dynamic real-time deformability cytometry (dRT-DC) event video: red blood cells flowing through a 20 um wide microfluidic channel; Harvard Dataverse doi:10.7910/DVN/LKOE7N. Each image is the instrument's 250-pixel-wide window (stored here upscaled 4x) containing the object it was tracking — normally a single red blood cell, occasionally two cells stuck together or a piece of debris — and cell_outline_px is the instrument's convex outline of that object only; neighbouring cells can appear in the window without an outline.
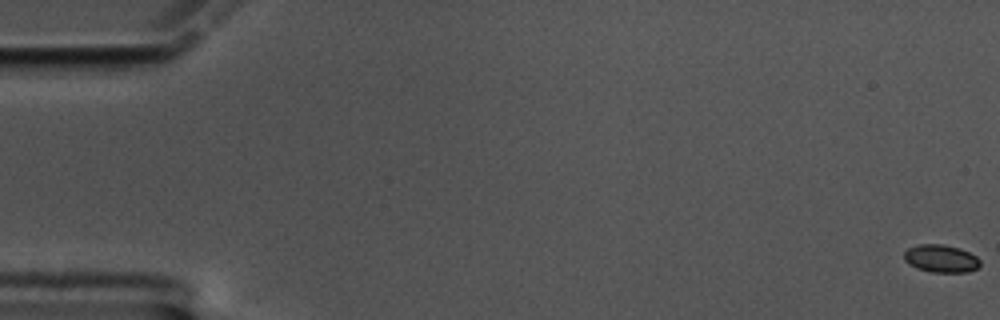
{"species": "common noctule bat (a hibernating species)", "species_latin": "Nyctalus noctula", "temperature_condition": "cold", "stored_images_in_passage": 61, "camera_frame_rate_fps": 3000, "um_per_image_px": 0.085, "animal": {"sex": "male", "body_mass_g": 17.5, "forearm_length_mm": 52.3}, "frame": {"image": 1, "passage_image": 1, "time_ms": 0.0, "image_size_px": [1000, 320], "cell_outline_px": [[980, 264], [976, 268], [968, 272], [932, 272], [916, 268], [908, 264], [904, 260], [904, 252], [908, 248], [916, 244], [944, 244], [960, 248], [976, 256], [980, 260]], "centroid_in_image_um": [79.95, 21.97], "position_along_channel_um": 5.0, "area_um2": 12.37}}
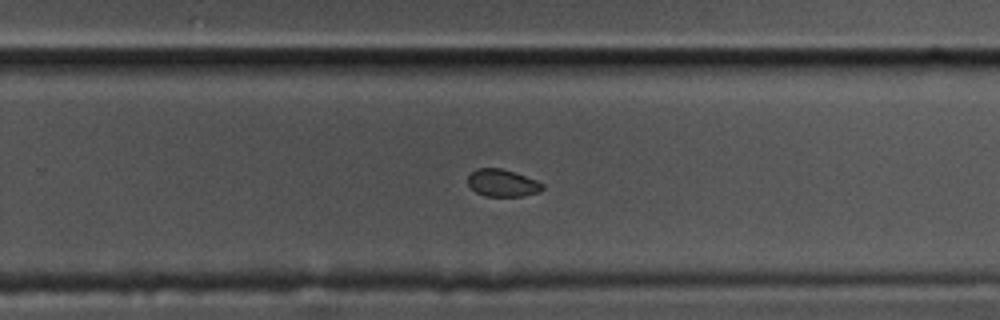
{"frame": {"image": 2, "passage_image": 40, "time_ms": 13.0, "image_size_px": [1000, 320], "cell_outline_px": [[544, 188], [540, 192], [524, 196], [484, 196], [476, 192], [468, 184], [468, 176], [476, 168], [500, 168], [536, 180], [544, 184]], "centroid_in_image_um": [42.71, 15.56], "position_along_channel_um": 287.1, "area_um2": 11.79}}
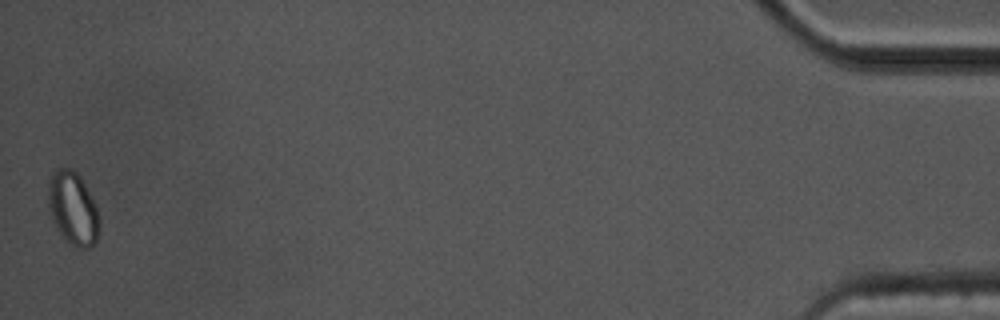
{"frame": {"image": 3, "passage_image": 61, "time_ms": 20.0, "image_size_px": [1000, 320], "cell_outline_px": [[100, 224], [96, 240], [88, 248], [76, 248], [60, 232], [52, 220], [48, 204], [48, 180], [52, 172], [60, 168], [72, 168], [80, 176], [96, 208], [100, 220]], "centroid_in_image_um": [6.18, 17.69], "position_along_channel_um": 429.0, "area_um2": 21.44}, "authors_computed_cell_mechanics": {"area_um2": 12.716, "velocity_mm_per_s": 3.3676, "shape_relaxation_time_tau1_ms": 3.365, "shape_relaxation_time_tau2_ms": 6.7527, "deformation_change_tau1": 0.0554, "deformation_change_tau2": 0.0662}}